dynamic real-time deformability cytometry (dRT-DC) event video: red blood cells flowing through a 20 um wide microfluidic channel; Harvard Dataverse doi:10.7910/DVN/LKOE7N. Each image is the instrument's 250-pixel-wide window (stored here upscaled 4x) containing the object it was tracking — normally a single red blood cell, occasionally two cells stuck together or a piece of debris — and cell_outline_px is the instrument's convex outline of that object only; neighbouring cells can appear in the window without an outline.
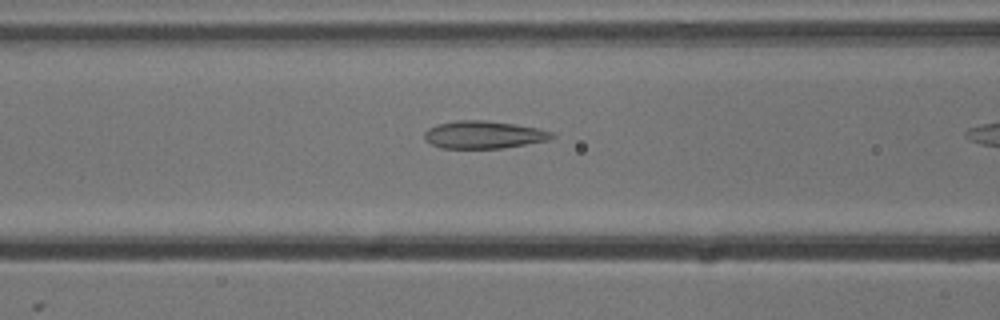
{"species": "common noctule bat (a hibernating species)", "species_latin": "Nyctalus noctula", "temperature_condition": "cold", "stored_images_in_passage": 11, "camera_frame_rate_fps": 3000, "um_per_image_px": 0.085, "animal": {"sex": "male", "body_mass_g": 13.3}, "frame": {"image": 1, "passage_image": 10, "time_ms": 3.0, "image_size_px": [1000, 320], "cell_outline_px": [[556, 136], [548, 140], [504, 148], [444, 148], [432, 144], [424, 140], [424, 132], [428, 128], [436, 124], [456, 120], [484, 120], [512, 124], [536, 128], [552, 132]], "centroid_in_image_um": [41.07, 11.45], "position_along_channel_um": 125.5, "area_um2": 20.4}}